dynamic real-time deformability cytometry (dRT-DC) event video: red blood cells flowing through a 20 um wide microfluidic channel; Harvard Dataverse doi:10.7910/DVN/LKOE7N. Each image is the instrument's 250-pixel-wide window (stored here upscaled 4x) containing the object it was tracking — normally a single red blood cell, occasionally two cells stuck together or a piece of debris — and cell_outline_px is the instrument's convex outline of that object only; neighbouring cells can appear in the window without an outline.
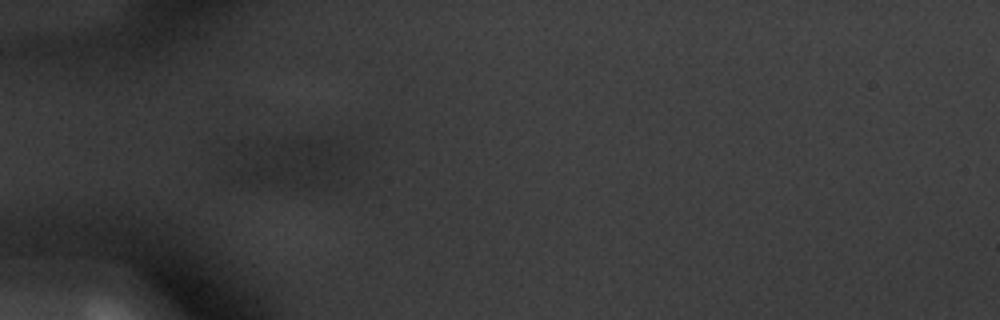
{"species": "common noctule bat (a hibernating species)", "species_latin": "Nyctalus noctula", "temperature_condition": "warm", "stored_images_in_passage": 4, "camera_frame_rate_fps": 3000, "um_per_image_px": 0.085, "animal": {"sex": "male", "body_mass_g": 20.1, "forearm_length_mm": 53.5}, "frame": {"image": 1, "passage_image": 2, "time_ms": 0.333, "image_size_px": [1000, 320], "cell_outline_px": [[352, 152], [336, 164], [308, 184], [300, 184], [276, 180], [256, 176], [248, 172], [272, 148], [308, 136], [328, 140]], "centroid_in_image_um": [25.48, 13.64], "position_along_channel_um": 59.5, "area_um2": 21.5}}